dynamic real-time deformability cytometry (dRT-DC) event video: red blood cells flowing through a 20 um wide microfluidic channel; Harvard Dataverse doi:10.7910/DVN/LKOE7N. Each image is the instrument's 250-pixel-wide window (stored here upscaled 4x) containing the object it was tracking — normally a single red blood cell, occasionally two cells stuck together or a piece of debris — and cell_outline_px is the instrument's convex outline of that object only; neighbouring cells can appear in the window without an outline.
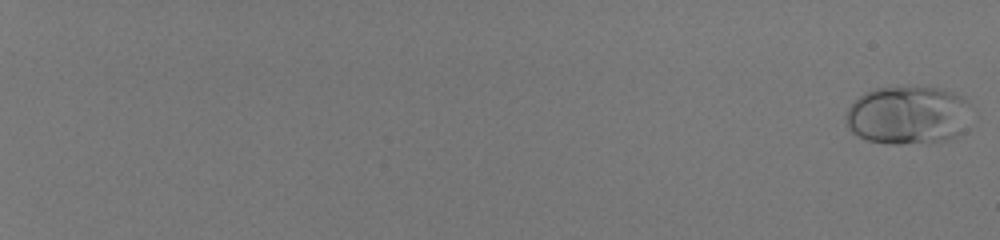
{"species": "human", "species_latin": "Homo sapiens", "temperature_condition": "room temperature", "stored_images_in_passage": 58, "camera_frame_rate_fps": 3000, "um_per_image_px": 0.085, "donor": {"sex": "male"}, "frame": {"image": 1, "passage_image": 1, "time_ms": 0.0, "image_size_px": [1000, 240], "cell_outline_px": [[968, 132], [948, 140], [900, 144], [892, 144], [868, 140], [852, 132], [848, 128], [844, 116], [848, 108], [860, 96], [876, 88], [944, 88], [956, 92], [964, 96], [968, 100]], "centroid_in_image_um": [77.24, 9.8], "position_along_channel_um": 7.8, "area_um2": 42.83}}
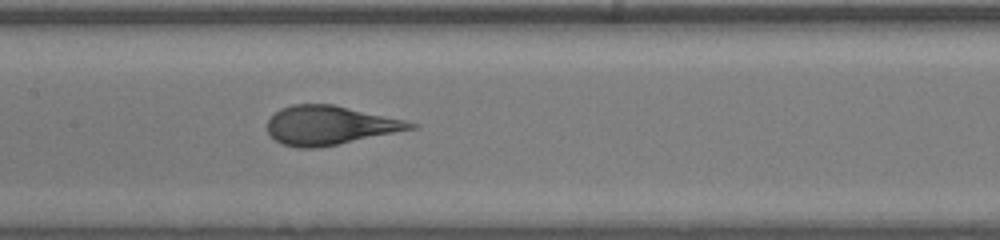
{"frame": {"image": 2, "passage_image": 36, "time_ms": 11.667, "image_size_px": [1000, 240], "cell_outline_px": [[420, 124], [416, 128], [320, 148], [296, 148], [280, 144], [268, 132], [268, 120], [280, 108], [292, 104], [332, 104], [404, 120]], "centroid_in_image_um": [28.01, 10.66], "position_along_channel_um": 179.4, "area_um2": 32.37}}
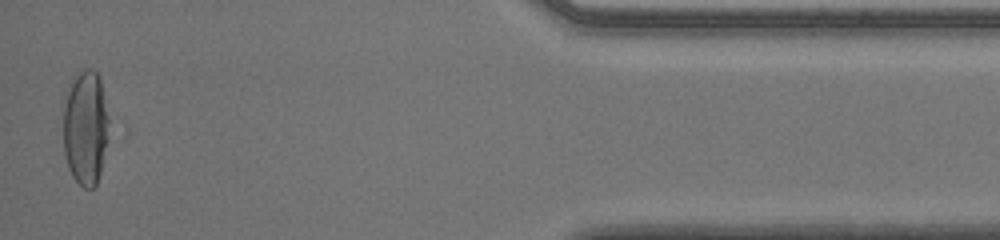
{"frame": {"image": 3, "passage_image": 58, "time_ms": 19.0, "image_size_px": [1000, 240], "cell_outline_px": [[108, 140], [100, 172], [96, 184], [92, 188], [84, 188], [72, 176], [68, 168], [64, 156], [64, 108], [68, 84], [72, 76], [76, 72], [84, 68], [92, 68], [96, 72], [100, 80], [108, 116]], "centroid_in_image_um": [7.25, 10.82], "position_along_channel_um": 428.0, "area_um2": 30.75}}